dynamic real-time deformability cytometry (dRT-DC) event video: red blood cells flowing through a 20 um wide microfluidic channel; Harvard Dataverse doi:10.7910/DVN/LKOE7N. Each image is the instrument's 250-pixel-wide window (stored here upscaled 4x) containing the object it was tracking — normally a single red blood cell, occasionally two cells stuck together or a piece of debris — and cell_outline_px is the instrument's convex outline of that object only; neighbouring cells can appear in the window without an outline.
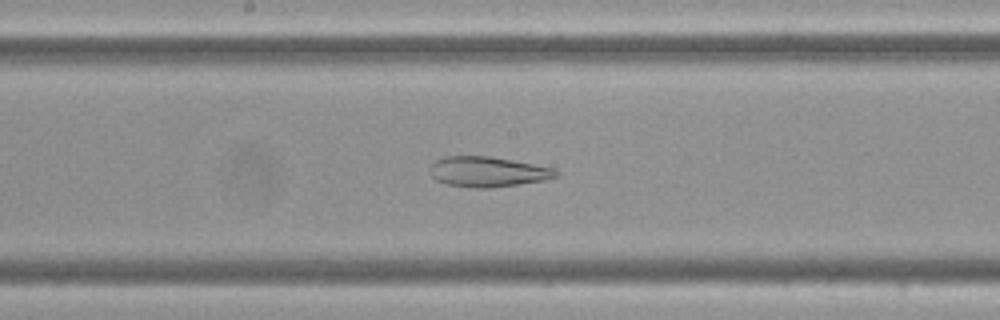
{"species": "Egyptian fruit bat (a non-hibernating species)", "species_latin": "Rousettus aegyptiacus", "temperature_condition": "cold", "stored_images_in_passage": 40, "camera_frame_rate_fps": 3000, "um_per_image_px": 0.085, "frame": {"image": 1, "passage_image": 12, "time_ms": 3.667, "image_size_px": [1000, 320], "cell_outline_px": [[560, 176], [544, 180], [488, 188], [472, 188], [448, 184], [436, 180], [432, 176], [432, 164], [436, 160], [444, 156], [488, 156], [512, 160], [552, 168], [560, 172]], "centroid_in_image_um": [41.47, 14.6], "position_along_channel_um": 206.7, "area_um2": 21.91}}
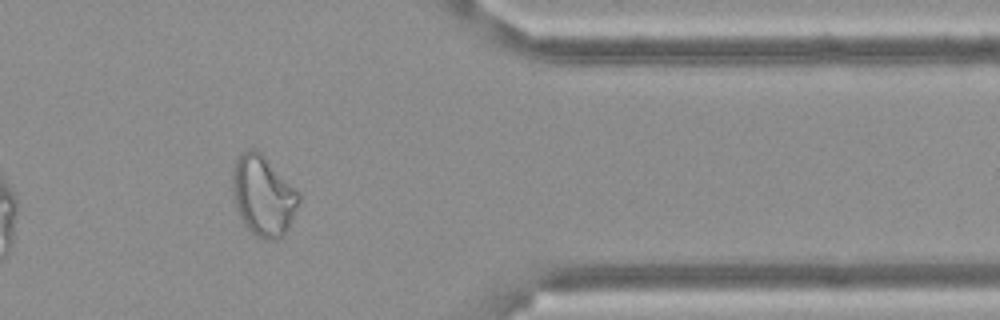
{"frame": {"image": 2, "passage_image": 29, "time_ms": 9.333, "image_size_px": [1000, 320], "cell_outline_px": [[300, 200], [288, 228], [276, 240], [268, 240], [256, 236], [244, 224], [236, 208], [232, 192], [232, 172], [236, 156], [240, 152], [248, 148], [256, 148], [264, 156], [300, 196]], "centroid_in_image_um": [22.31, 16.61], "position_along_channel_um": 389.1, "area_um2": 30.58}}
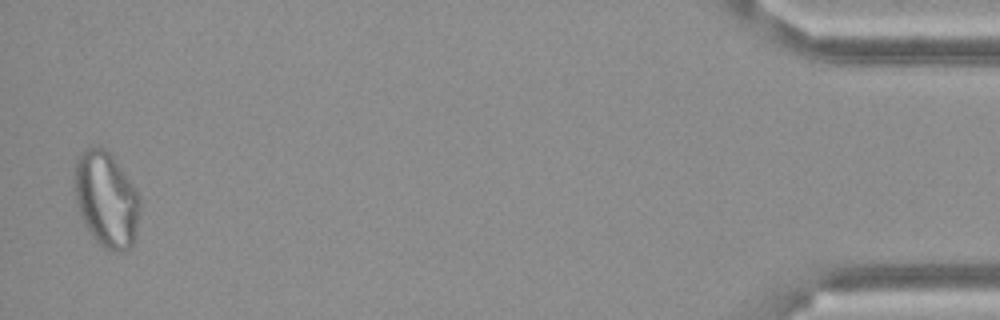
{"frame": {"image": 3, "passage_image": 38, "time_ms": 12.333, "image_size_px": [1000, 320], "cell_outline_px": [[140, 204], [136, 236], [132, 244], [128, 248], [120, 252], [116, 252], [104, 248], [96, 240], [88, 228], [80, 212], [76, 196], [76, 160], [84, 148], [100, 148], [108, 152], [112, 156], [136, 192], [140, 200]], "centroid_in_image_um": [9.06, 16.99], "position_along_channel_um": 426.1, "area_um2": 35.08}}